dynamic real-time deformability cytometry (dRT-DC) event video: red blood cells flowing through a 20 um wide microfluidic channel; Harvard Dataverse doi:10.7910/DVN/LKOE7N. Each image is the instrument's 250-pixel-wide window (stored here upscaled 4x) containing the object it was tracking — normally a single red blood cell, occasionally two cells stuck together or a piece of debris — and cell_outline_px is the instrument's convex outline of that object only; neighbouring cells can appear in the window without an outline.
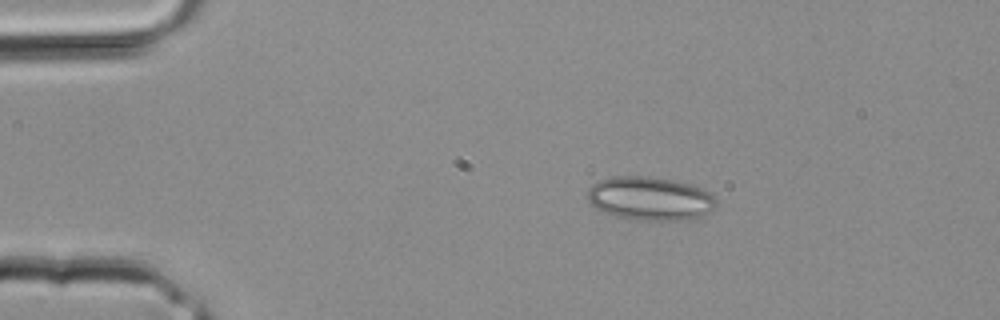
{"species": "common noctule bat (a hibernating species)", "species_latin": "Nyctalus noctula", "temperature_condition": "room temperature", "stored_images_in_passage": 2, "camera_frame_rate_fps": 3000, "um_per_image_px": 0.085, "animal": {"sex": "male", "body_mass_g": 20.4}, "frame": {"image": 1, "passage_image": 1, "time_ms": 0.0, "image_size_px": [1000, 320], "cell_outline_px": [[716, 204], [708, 212], [700, 216], [688, 220], [636, 220], [616, 216], [604, 212], [596, 208], [588, 200], [588, 188], [592, 184], [600, 180], [612, 176], [648, 176], [672, 180], [704, 188], [716, 200]], "centroid_in_image_um": [55.23, 16.87], "position_along_channel_um": 29.8, "area_um2": 32.6}}